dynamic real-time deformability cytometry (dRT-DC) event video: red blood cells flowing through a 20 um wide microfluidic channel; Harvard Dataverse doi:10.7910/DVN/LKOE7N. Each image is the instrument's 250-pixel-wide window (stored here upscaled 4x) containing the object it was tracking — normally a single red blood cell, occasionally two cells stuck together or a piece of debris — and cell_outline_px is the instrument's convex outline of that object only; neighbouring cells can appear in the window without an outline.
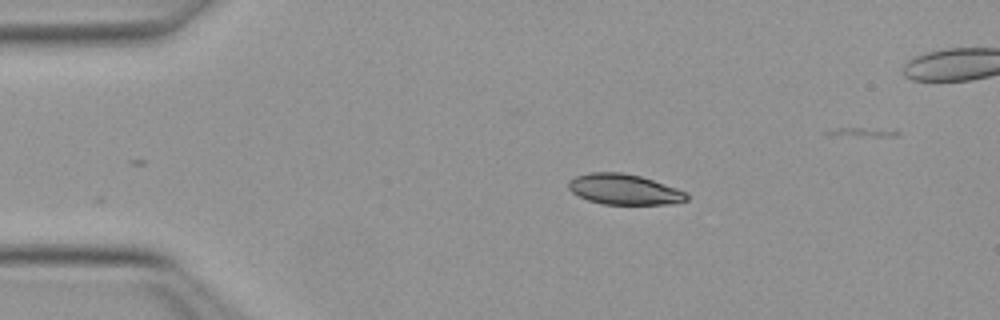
{"species": "Egyptian fruit bat (a non-hibernating species)", "species_latin": "Rousettus aegyptiacus", "temperature_condition": "warm", "stored_images_in_passage": 31, "camera_frame_rate_fps": 3000, "um_per_image_px": 0.085, "animal": {"sex": "female"}, "frame": {"image": 1, "passage_image": 1, "time_ms": 0.0, "image_size_px": [1000, 320], "cell_outline_px": [[688, 200], [676, 204], [604, 204], [588, 200], [572, 192], [568, 188], [568, 180], [576, 176], [588, 172], [620, 172], [640, 176], [688, 192]], "centroid_in_image_um": [53.06, 16.1], "position_along_channel_um": 31.9, "area_um2": 21.04}}
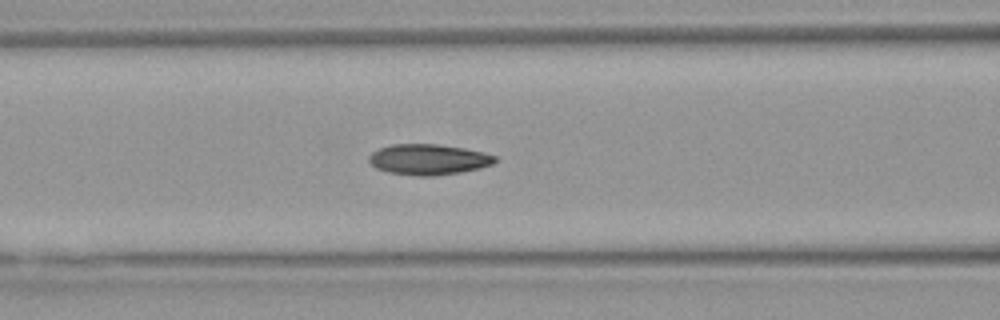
{"frame": {"image": 2, "passage_image": 12, "time_ms": 3.667, "image_size_px": [1000, 320], "cell_outline_px": [[496, 160], [492, 164], [480, 168], [460, 172], [432, 176], [416, 176], [388, 172], [376, 168], [368, 160], [368, 156], [372, 152], [380, 148], [392, 144], [436, 144], [464, 148], [496, 156]], "centroid_in_image_um": [36.38, 13.55], "position_along_channel_um": 130.2, "area_um2": 22.37}}
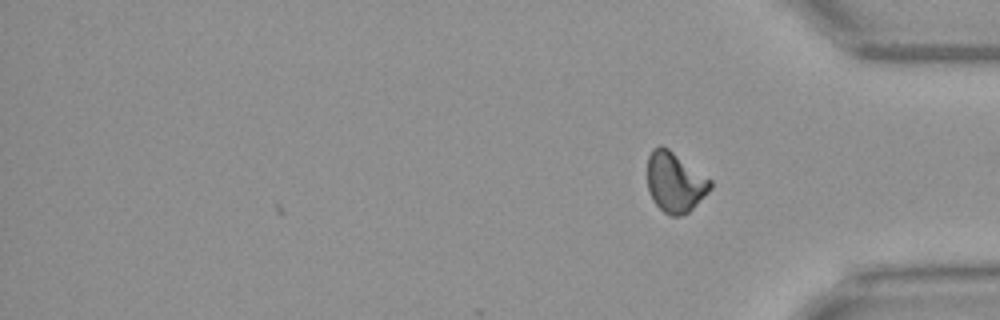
{"frame": {"image": 3, "passage_image": 31, "time_ms": 10.0, "image_size_px": [1000, 320], "cell_outline_px": [[712, 188], [688, 212], [680, 216], [668, 216], [652, 200], [648, 188], [648, 156], [652, 148], [660, 144], [668, 148], [712, 180]], "centroid_in_image_um": [57.36, 15.48], "position_along_channel_um": 377.8, "area_um2": 22.02}, "authors_computed_cell_mechanics": {"area_um2": 21.9062, "velocity_mm_per_s": 4.0213, "shape_relaxation_time_tau1_ms": 9.5984, "shape_relaxation_time_tau2_ms": 3.2772, "deformation_change_tau1": 0.2192, "deformation_change_tau2": 0.0925}}